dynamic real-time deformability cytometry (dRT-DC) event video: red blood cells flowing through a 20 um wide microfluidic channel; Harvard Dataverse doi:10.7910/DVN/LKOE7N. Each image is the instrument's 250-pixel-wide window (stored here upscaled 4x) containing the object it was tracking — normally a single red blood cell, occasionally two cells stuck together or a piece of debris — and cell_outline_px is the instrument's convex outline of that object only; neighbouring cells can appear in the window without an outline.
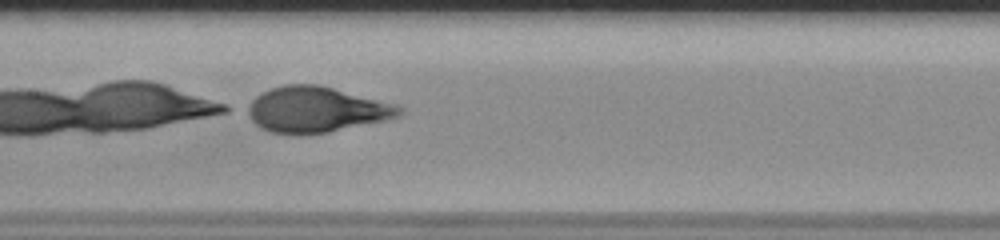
{"species": "human", "species_latin": "Homo sapiens", "temperature_condition": "room temperature", "stored_images_in_passage": 52, "camera_frame_rate_fps": 3000, "um_per_image_px": 0.085, "donor": {"sex": "male"}, "frame": {"image": 1, "passage_image": 28, "time_ms": 9.0, "image_size_px": [1000, 240], "cell_outline_px": [[400, 112], [396, 116], [384, 120], [328, 132], [292, 136], [272, 132], [260, 128], [244, 112], [244, 108], [256, 96], [272, 88], [284, 84], [316, 84], [332, 88], [392, 104], [400, 108]], "centroid_in_image_um": [26.73, 9.33], "position_along_channel_um": 180.7, "area_um2": 39.82}}
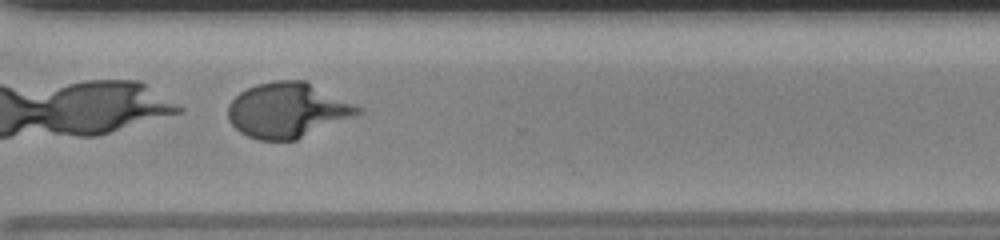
{"frame": {"image": 2, "passage_image": 41, "time_ms": 13.333, "image_size_px": [1000, 240], "cell_outline_px": [[364, 108], [360, 112], [352, 116], [296, 140], [260, 140], [248, 136], [240, 132], [228, 120], [228, 104], [240, 92], [256, 84], [276, 80], [308, 80]], "centroid_in_image_um": [24.44, 9.34], "position_along_channel_um": 346.2, "area_um2": 41.56}}